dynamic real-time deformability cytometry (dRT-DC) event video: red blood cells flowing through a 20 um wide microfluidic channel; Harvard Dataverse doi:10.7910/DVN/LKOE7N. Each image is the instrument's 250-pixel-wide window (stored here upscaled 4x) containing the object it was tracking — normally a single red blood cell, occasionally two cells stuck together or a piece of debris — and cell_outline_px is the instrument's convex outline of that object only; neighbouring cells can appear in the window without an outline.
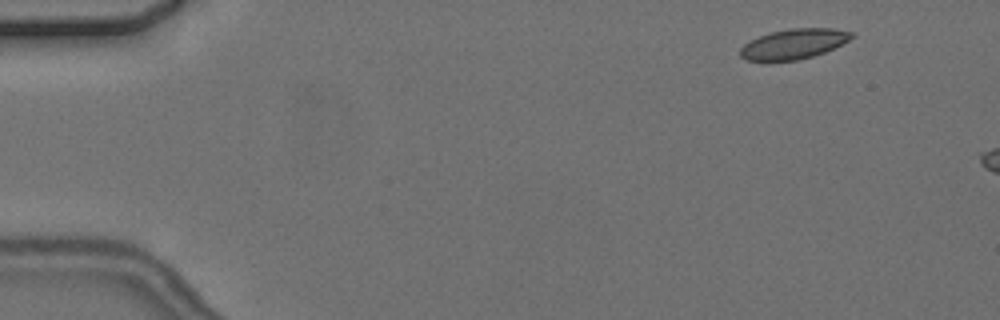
{"species": "common noctule bat (a hibernating species)", "species_latin": "Nyctalus noctula", "temperature_condition": "cold", "stored_images_in_passage": 3, "camera_frame_rate_fps": 3000, "um_per_image_px": 0.085, "animal": {"sex": "female", "body_mass_g": 24.6, "forearm_length_mm": 56.2}, "frame": {"image": 1, "passage_image": 1, "time_ms": 0.0, "image_size_px": [1000, 320], "cell_outline_px": [[856, 36], [824, 52], [812, 56], [796, 60], [768, 64], [764, 64], [744, 60], [740, 56], [740, 48], [744, 44], [760, 36], [772, 32], [788, 28], [832, 28], [856, 32]], "centroid_in_image_um": [67.41, 3.78], "position_along_channel_um": 17.6, "area_um2": 20.11}}